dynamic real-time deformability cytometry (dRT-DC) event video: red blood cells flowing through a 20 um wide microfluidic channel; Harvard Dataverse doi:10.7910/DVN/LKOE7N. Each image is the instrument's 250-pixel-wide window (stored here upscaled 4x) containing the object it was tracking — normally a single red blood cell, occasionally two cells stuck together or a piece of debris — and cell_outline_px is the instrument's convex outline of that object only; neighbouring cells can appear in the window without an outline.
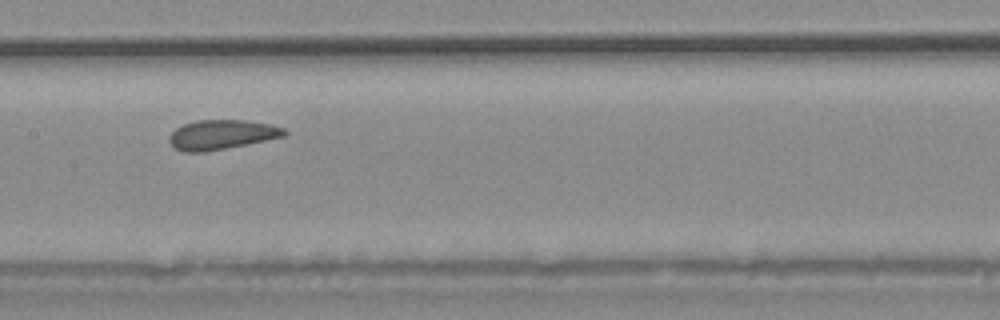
{"species": "common noctule bat (a hibernating species)", "species_latin": "Nyctalus noctula", "temperature_condition": "warm", "stored_images_in_passage": 34, "camera_frame_rate_fps": 3000, "um_per_image_px": 0.085, "animal": {"sex": "male", "body_mass_g": 20.4}, "frame": {"image": 1, "passage_image": 15, "time_ms": 4.667, "image_size_px": [1000, 320], "cell_outline_px": [[288, 132], [284, 136], [204, 152], [184, 152], [176, 148], [168, 140], [168, 136], [176, 128], [184, 124], [196, 120], [244, 120], [272, 124], [284, 128]], "centroid_in_image_um": [18.82, 11.43], "position_along_channel_um": 188.6, "area_um2": 19.59}}